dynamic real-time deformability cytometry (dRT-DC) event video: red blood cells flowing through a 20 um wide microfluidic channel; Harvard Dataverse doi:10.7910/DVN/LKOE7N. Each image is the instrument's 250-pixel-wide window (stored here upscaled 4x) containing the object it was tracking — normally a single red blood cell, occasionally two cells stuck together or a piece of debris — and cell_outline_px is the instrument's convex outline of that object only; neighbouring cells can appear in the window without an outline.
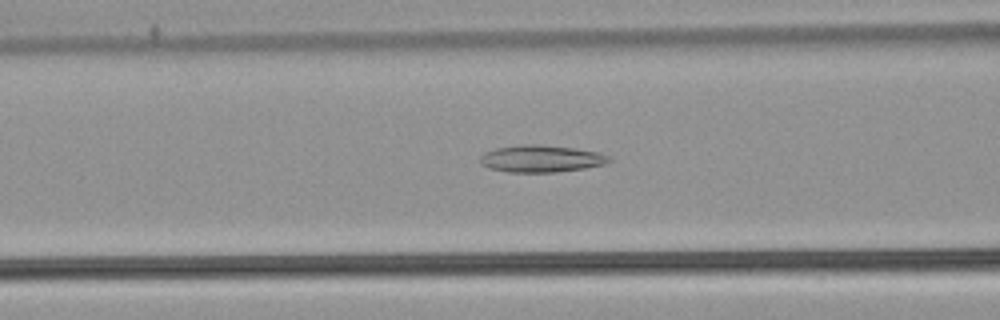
{"species": "common noctule bat (a hibernating species)", "species_latin": "Nyctalus noctula", "temperature_condition": "warm", "stored_images_in_passage": 41, "camera_frame_rate_fps": 3000, "um_per_image_px": 0.085, "animal": {"sex": "male", "body_mass_g": 21.5, "forearm_length_mm": 52.0}, "frame": {"image": 1, "passage_image": 10, "time_ms": 3.0, "image_size_px": [1000, 320], "cell_outline_px": [[612, 160], [608, 164], [584, 168], [556, 172], [508, 172], [488, 168], [480, 164], [480, 156], [484, 152], [496, 148], [520, 144], [540, 144], [576, 148], [600, 152], [608, 156]], "centroid_in_image_um": [46.0, 13.48], "position_along_channel_um": 120.6, "area_um2": 20.63}}
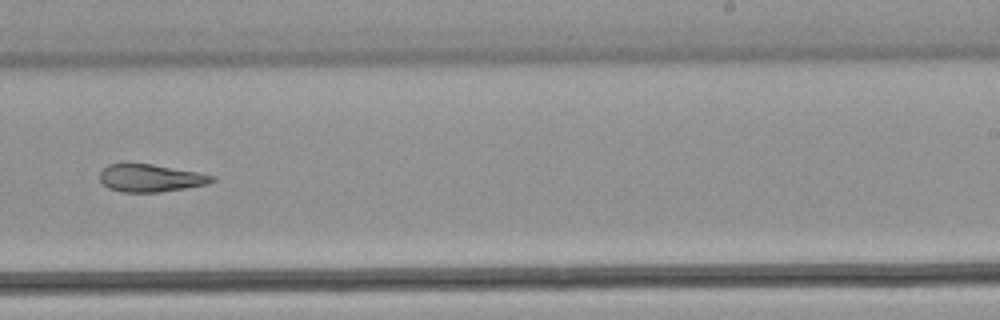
{"frame": {"image": 2, "passage_image": 22, "time_ms": 7.0, "image_size_px": [1000, 320], "cell_outline_px": [[216, 180], [208, 184], [160, 192], [120, 192], [108, 188], [100, 180], [100, 172], [108, 164], [152, 164], [196, 172], [216, 176]], "centroid_in_image_um": [12.8, 15.14], "position_along_channel_um": 276.2, "area_um2": 17.92}}
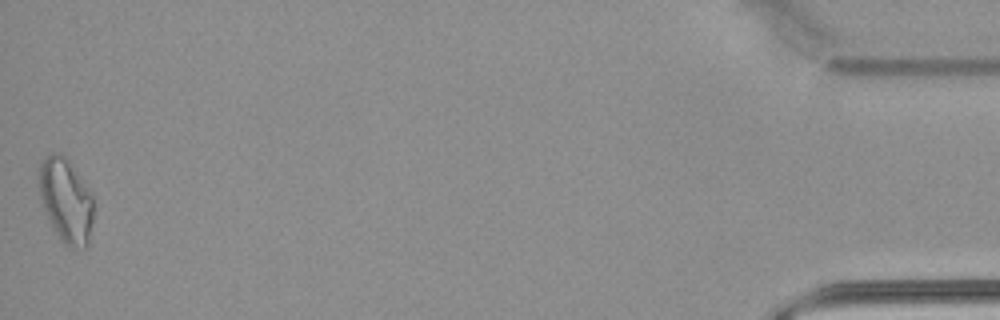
{"frame": {"image": 3, "passage_image": 41, "time_ms": 13.333, "image_size_px": [1000, 320], "cell_outline_px": [[92, 220], [88, 248], [72, 248], [64, 244], [60, 240], [52, 228], [48, 220], [40, 196], [40, 160], [52, 152], [60, 152], [68, 156], [92, 192]], "centroid_in_image_um": [5.62, 17.01], "position_along_channel_um": 429.6, "area_um2": 27.28}, "authors_computed_cell_mechanics": {"area_um2": 19.5942, "velocity_mm_per_s": 3.9083, "shape_relaxation_time_tau1_ms": null, "shape_relaxation_time_tau2_ms": 4.3453, "deformation_change_tau1": null, "deformation_change_tau2": 0.1522}}